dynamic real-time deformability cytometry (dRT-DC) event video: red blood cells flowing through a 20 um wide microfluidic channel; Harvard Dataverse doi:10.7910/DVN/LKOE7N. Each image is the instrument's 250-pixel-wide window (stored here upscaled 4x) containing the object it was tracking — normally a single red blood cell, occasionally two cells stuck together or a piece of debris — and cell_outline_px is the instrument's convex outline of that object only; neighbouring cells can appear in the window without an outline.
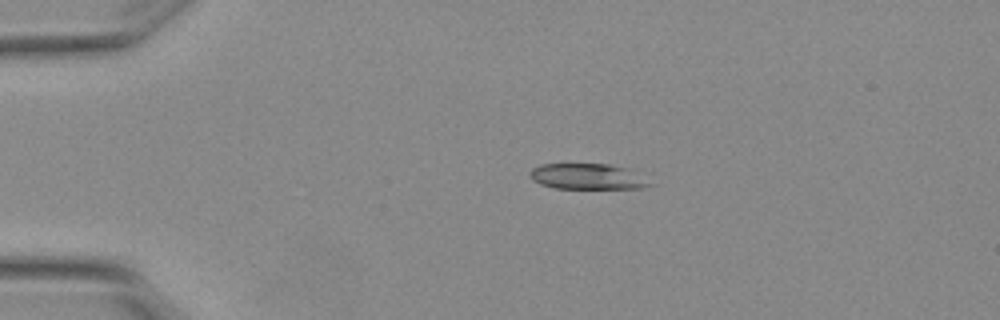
{"species": "Egyptian fruit bat (a non-hibernating species)", "species_latin": "Rousettus aegyptiacus", "temperature_condition": "warm", "stored_images_in_passage": 7, "segment_of_instrument_passage": [1, 2], "camera_frame_rate_fps": 3000, "um_per_image_px": 0.085, "animal": {"sex": "female"}, "frame": {"image": 1, "passage_image": 3, "time_ms": 0.667, "image_size_px": [1000, 320], "cell_outline_px": [[656, 184], [644, 188], [556, 188], [540, 184], [532, 180], [528, 172], [532, 168], [540, 164], [608, 164], [628, 168]], "centroid_in_image_um": [49.95, 15.0], "position_along_channel_um": 35.0, "area_um2": 18.09}}